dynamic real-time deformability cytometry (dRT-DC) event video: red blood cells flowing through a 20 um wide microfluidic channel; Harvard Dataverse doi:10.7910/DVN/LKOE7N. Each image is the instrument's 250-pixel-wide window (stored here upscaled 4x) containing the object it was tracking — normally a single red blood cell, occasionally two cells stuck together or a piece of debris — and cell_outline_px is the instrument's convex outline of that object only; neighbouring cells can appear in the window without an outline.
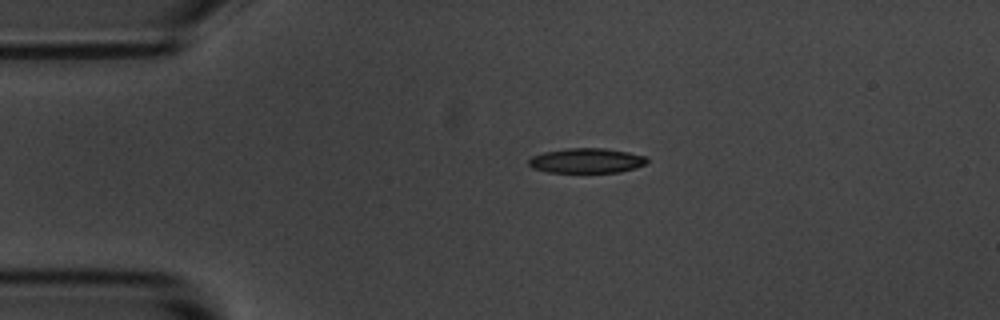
{"species": "common noctule bat (a hibernating species)", "species_latin": "Nyctalus noctula", "temperature_condition": "room temperature", "stored_images_in_passage": 3, "camera_frame_rate_fps": 3000, "um_per_image_px": 0.085, "animal": {"sex": "male", "body_mass_g": 20.1, "forearm_length_mm": 53.5}, "frame": {"image": 1, "passage_image": 1, "time_ms": 0.0, "image_size_px": [1000, 320], "cell_outline_px": [[648, 160], [644, 164], [636, 168], [620, 172], [548, 172], [532, 168], [528, 164], [528, 160], [532, 156], [544, 152], [568, 148], [604, 148], [628, 152], [644, 156]], "centroid_in_image_um": [49.83, 13.65], "position_along_channel_um": 35.2, "area_um2": 17.05}}
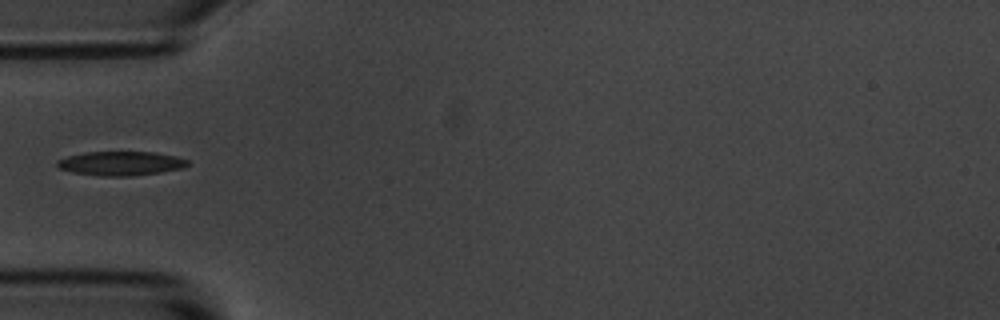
{"frame": {"image": 2, "passage_image": 3, "time_ms": 2.0, "image_size_px": [1000, 320], "cell_outline_px": [[188, 164], [184, 168], [160, 172], [132, 176], [100, 176], [72, 172], [60, 168], [56, 164], [56, 160], [68, 156], [84, 152], [152, 152], [176, 156], [188, 160]], "centroid_in_image_um": [10.26, 13.89], "position_along_channel_um": 74.7, "area_um2": 18.32}}